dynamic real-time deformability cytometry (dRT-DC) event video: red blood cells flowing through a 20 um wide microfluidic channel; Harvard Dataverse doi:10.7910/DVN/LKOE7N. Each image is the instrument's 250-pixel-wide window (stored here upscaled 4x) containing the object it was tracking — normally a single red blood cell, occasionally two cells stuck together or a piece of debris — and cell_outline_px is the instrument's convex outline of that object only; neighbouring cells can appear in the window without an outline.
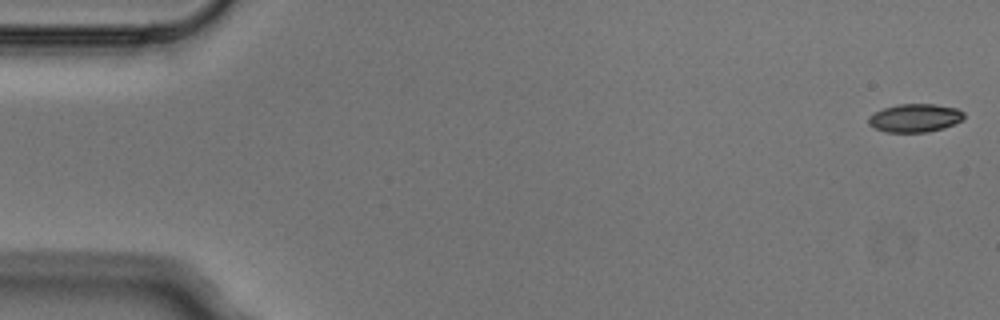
{"species": "Egyptian fruit bat (a non-hibernating species)", "species_latin": "Rousettus aegyptiacus", "temperature_condition": "cold", "stored_images_in_passage": 5, "camera_frame_rate_fps": 3000, "um_per_image_px": 0.085, "animal": {"sex": "male"}, "frame": {"image": 1, "passage_image": 1, "time_ms": 0.0, "image_size_px": [1000, 320], "cell_outline_px": [[964, 120], [944, 128], [928, 132], [884, 132], [868, 124], [868, 116], [884, 108], [896, 104], [936, 104], [956, 108], [964, 112]], "centroid_in_image_um": [77.79, 10.03], "position_along_channel_um": 7.2, "area_um2": 15.84}}
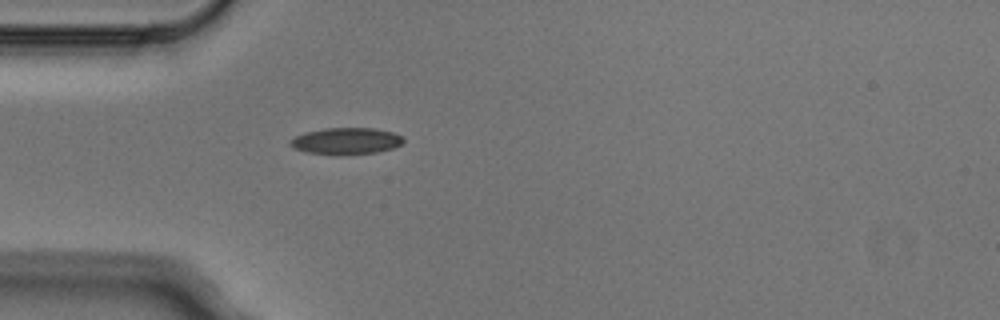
{"frame": {"image": 2, "passage_image": 5, "time_ms": 1.333, "image_size_px": [1000, 320], "cell_outline_px": [[404, 140], [400, 144], [392, 148], [376, 152], [340, 156], [304, 152], [292, 148], [288, 144], [288, 140], [296, 136], [308, 132], [324, 128], [376, 128], [392, 132], [404, 136]], "centroid_in_image_um": [29.38, 12.0], "position_along_channel_um": 55.6, "area_um2": 17.86}}